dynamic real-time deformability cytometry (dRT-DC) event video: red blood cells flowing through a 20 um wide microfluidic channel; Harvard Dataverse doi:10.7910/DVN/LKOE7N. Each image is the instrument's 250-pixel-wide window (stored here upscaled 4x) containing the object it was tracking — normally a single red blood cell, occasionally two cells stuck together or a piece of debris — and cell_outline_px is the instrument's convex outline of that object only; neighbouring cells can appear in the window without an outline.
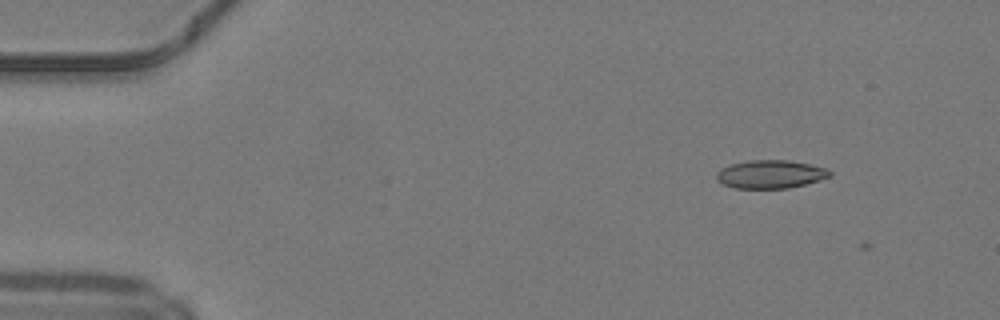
{"species": "common noctule bat (a hibernating species)", "species_latin": "Nyctalus noctula", "temperature_condition": "warm", "stored_images_in_passage": 3, "camera_frame_rate_fps": 3000, "um_per_image_px": 0.085, "animal": {"sex": "male", "body_mass_g": 19.2, "forearm_length_mm": 51.8}, "frame": {"image": 1, "passage_image": 1, "time_ms": 0.0, "image_size_px": [1000, 320], "cell_outline_px": [[832, 176], [820, 180], [788, 188], [736, 188], [724, 184], [716, 180], [716, 172], [720, 168], [728, 164], [748, 160], [788, 160], [828, 168], [832, 172]], "centroid_in_image_um": [65.48, 14.8], "position_along_channel_um": 19.5, "area_um2": 18.79}}